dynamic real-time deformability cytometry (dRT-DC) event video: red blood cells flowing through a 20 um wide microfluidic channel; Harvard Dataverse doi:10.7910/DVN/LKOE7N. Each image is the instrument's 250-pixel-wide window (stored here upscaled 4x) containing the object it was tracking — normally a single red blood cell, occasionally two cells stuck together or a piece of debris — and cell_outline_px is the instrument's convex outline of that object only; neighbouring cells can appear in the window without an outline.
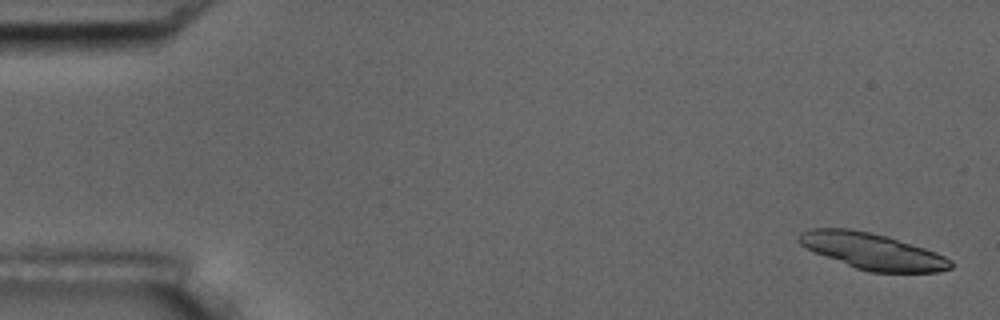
{"species": "common noctule bat (a hibernating species)", "species_latin": "Nyctalus noctula", "temperature_condition": "room temperature", "stored_images_in_passage": 8, "camera_frame_rate_fps": 3000, "um_per_image_px": 0.085, "animal": {"sex": "male", "body_mass_g": 17.5, "forearm_length_mm": 52.3}, "frame": {"image": 1, "passage_image": 1, "time_ms": 0.0, "image_size_px": [1000, 320], "cell_outline_px": [[952, 268], [940, 272], [868, 272], [856, 268], [816, 252], [800, 244], [796, 240], [800, 232], [812, 228], [848, 228], [888, 236], [936, 252], [952, 260]], "centroid_in_image_um": [74.17, 21.35], "position_along_channel_um": 10.8, "area_um2": 31.79}}